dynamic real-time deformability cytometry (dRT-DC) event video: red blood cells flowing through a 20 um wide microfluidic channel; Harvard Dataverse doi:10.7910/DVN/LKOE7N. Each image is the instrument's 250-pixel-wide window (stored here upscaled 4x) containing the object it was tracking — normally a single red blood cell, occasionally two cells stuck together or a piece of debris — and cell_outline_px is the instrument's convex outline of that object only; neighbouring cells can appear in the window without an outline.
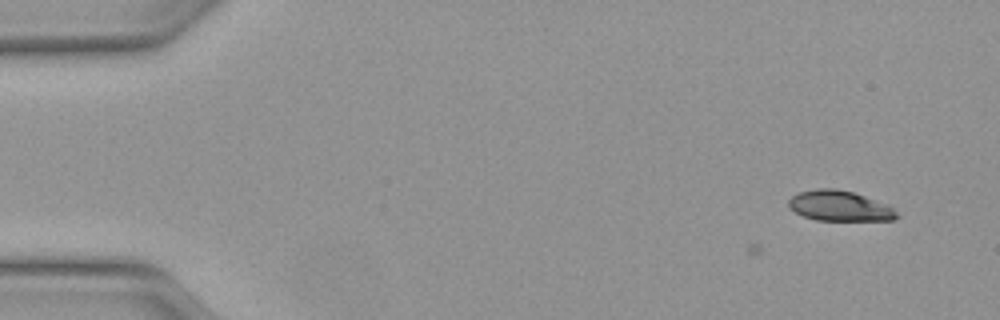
{"species": "Egyptian fruit bat (a non-hibernating species)", "species_latin": "Rousettus aegyptiacus", "temperature_condition": "warm", "stored_images_in_passage": 2, "camera_frame_rate_fps": 3000, "um_per_image_px": 0.085, "animal": {"sex": "female"}, "frame": {"image": 1, "passage_image": 2, "time_ms": 0.333, "image_size_px": [1000, 320], "cell_outline_px": [[900, 216], [892, 220], [816, 220], [804, 216], [788, 208], [788, 200], [792, 196], [800, 192], [816, 188], [836, 188], [852, 192], [888, 204]], "centroid_in_image_um": [71.35, 17.5], "position_along_channel_um": 13.6, "area_um2": 19.07}}